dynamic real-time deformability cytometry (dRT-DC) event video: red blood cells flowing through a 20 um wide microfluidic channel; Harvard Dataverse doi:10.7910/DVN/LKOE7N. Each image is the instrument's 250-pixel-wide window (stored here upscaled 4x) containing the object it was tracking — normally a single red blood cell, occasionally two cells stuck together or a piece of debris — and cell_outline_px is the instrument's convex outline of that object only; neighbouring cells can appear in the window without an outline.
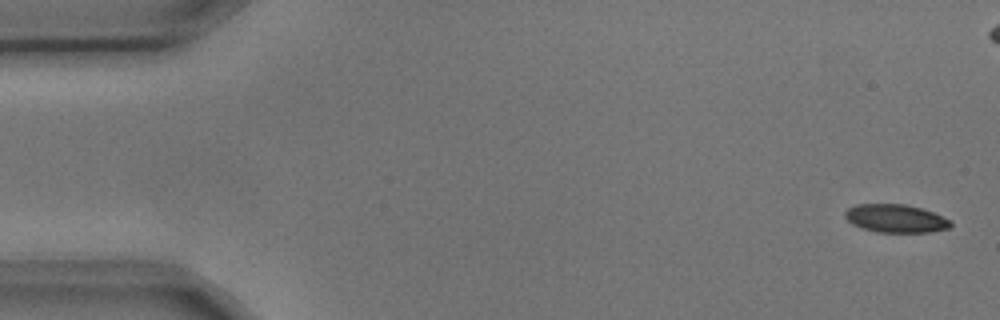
{"species": "common noctule bat (a hibernating species)", "species_latin": "Nyctalus noctula", "temperature_condition": "cold", "stored_images_in_passage": 6, "camera_frame_rate_fps": 3000, "um_per_image_px": 0.085, "animal": {"sex": "male", "body_mass_g": 17.9, "forearm_length_mm": 54.2}, "frame": {"image": 1, "passage_image": 1, "time_ms": 0.0, "image_size_px": [1000, 320], "cell_outline_px": [[952, 224], [948, 228], [928, 232], [876, 232], [860, 228], [852, 224], [844, 216], [844, 212], [848, 208], [856, 204], [904, 204], [920, 208], [932, 212], [952, 220]], "centroid_in_image_um": [76.1, 18.57], "position_along_channel_um": 8.9, "area_um2": 17.34}}